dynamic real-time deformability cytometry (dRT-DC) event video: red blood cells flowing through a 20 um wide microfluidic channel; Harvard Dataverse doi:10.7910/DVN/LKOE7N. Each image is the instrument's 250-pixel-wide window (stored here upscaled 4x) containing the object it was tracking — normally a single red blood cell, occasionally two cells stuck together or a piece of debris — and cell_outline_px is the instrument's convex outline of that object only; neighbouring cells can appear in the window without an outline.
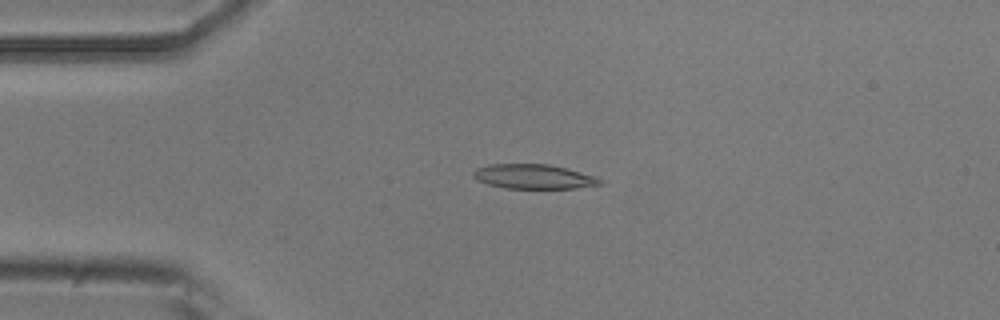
{"species": "common noctule bat (a hibernating species)", "species_latin": "Nyctalus noctula", "temperature_condition": "room temperature", "stored_images_in_passage": 11, "camera_frame_rate_fps": 3000, "um_per_image_px": 0.085, "animal": {"sex": "male", "body_mass_g": 20.5, "forearm_length_mm": 52.5}, "frame": {"image": 1, "passage_image": 1, "time_ms": 0.0, "image_size_px": [1000, 320], "cell_outline_px": [[604, 184], [576, 188], [504, 188], [488, 184], [476, 180], [472, 176], [472, 172], [476, 168], [488, 164], [548, 164], [596, 176], [604, 180]], "centroid_in_image_um": [45.35, 15.01], "position_along_channel_um": 39.6, "area_um2": 18.21}}
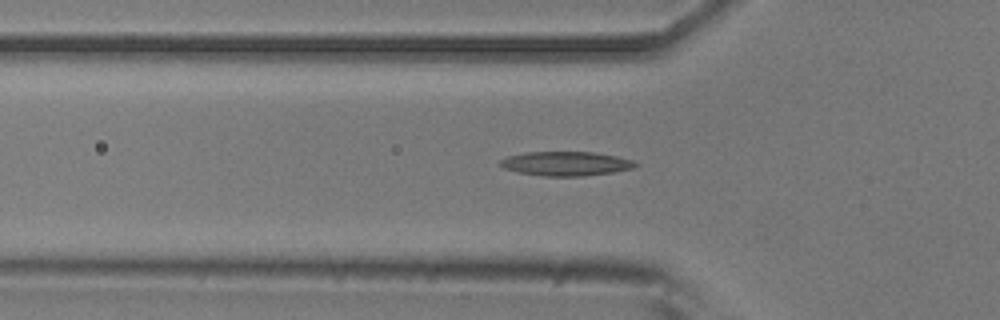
{"frame": {"image": 2, "passage_image": 6, "time_ms": 1.667, "image_size_px": [1000, 320], "cell_outline_px": [[640, 164], [632, 168], [612, 172], [584, 176], [544, 176], [520, 172], [504, 168], [500, 164], [500, 160], [508, 156], [524, 152], [592, 152], [616, 156], [632, 160]], "centroid_in_image_um": [48.11, 13.9], "position_along_channel_um": 77.7, "area_um2": 18.9}}
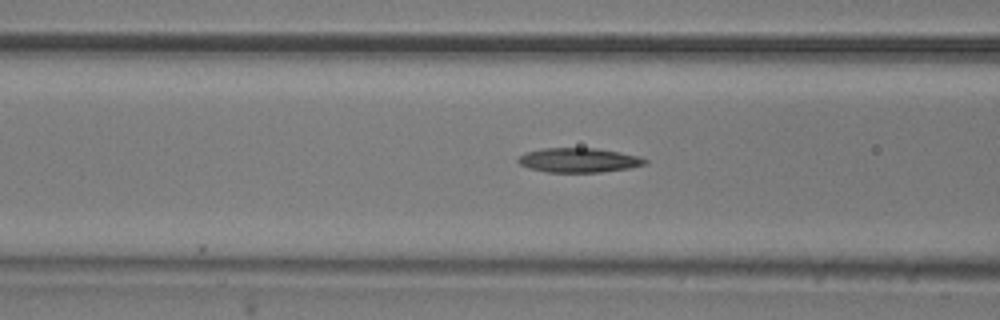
{"frame": {"image": 3, "passage_image": 9, "time_ms": 2.667, "image_size_px": [1000, 320], "cell_outline_px": [[648, 164], [628, 168], [600, 172], [548, 172], [528, 168], [520, 164], [516, 160], [524, 152], [544, 148], [596, 148], [620, 152], [640, 156], [648, 160]], "centroid_in_image_um": [49.2, 13.61], "position_along_channel_um": 117.4, "area_um2": 18.15}}